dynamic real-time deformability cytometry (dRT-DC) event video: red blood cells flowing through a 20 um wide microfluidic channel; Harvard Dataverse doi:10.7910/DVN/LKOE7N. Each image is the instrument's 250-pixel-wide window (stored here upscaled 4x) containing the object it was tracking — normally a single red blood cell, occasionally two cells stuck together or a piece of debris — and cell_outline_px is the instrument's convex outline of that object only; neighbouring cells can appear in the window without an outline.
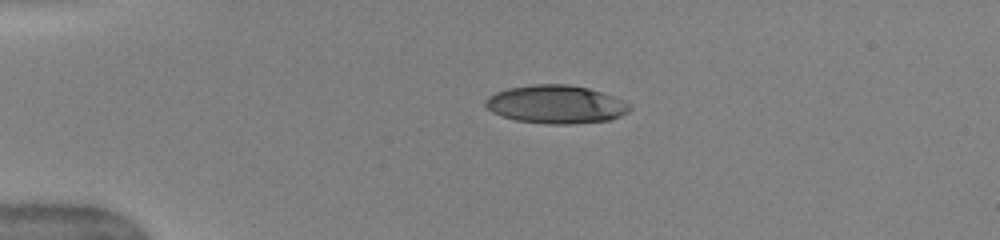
{"species": "human", "species_latin": "Homo sapiens", "temperature_condition": "warm", "stored_images_in_passage": 39, "camera_frame_rate_fps": 3000, "um_per_image_px": 0.085, "donor": {"sex": "female"}, "frame": {"image": 1, "passage_image": 1, "time_ms": 0.0, "image_size_px": [1000, 240], "cell_outline_px": [[632, 108], [628, 112], [612, 120], [572, 124], [548, 124], [516, 120], [492, 112], [484, 104], [484, 100], [488, 96], [496, 92], [508, 88], [532, 84], [568, 84], [588, 88], [612, 96], [632, 104]], "centroid_in_image_um": [47.27, 8.87], "position_along_channel_um": 37.7, "area_um2": 32.25}}
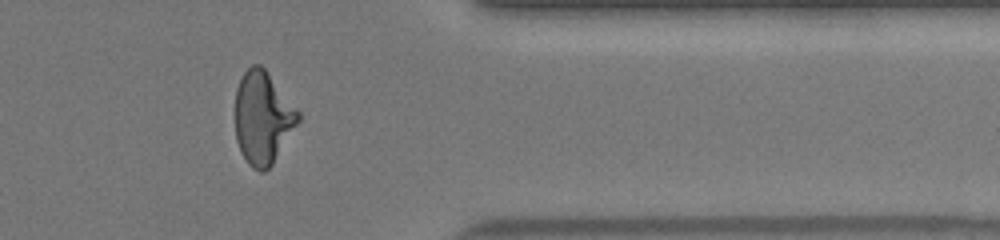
{"frame": {"image": 2, "passage_image": 31, "time_ms": 10.0, "image_size_px": [1000, 240], "cell_outline_px": [[300, 120], [272, 164], [264, 172], [260, 172], [252, 168], [248, 164], [236, 140], [236, 88], [244, 72], [252, 64], [260, 64], [264, 68], [300, 112]], "centroid_in_image_um": [22.34, 10.01], "position_along_channel_um": 389.1, "area_um2": 33.64}}
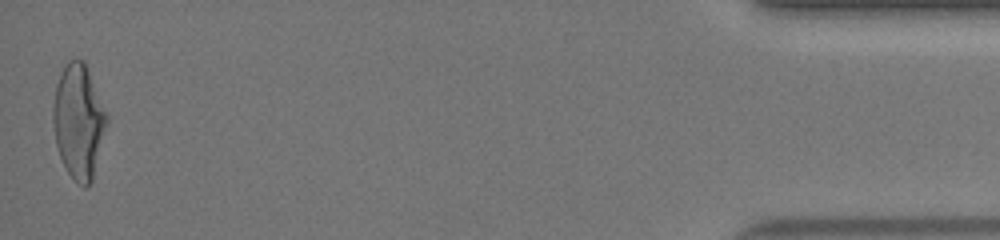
{"frame": {"image": 3, "passage_image": 39, "time_ms": 12.667, "image_size_px": [1000, 240], "cell_outline_px": [[108, 120], [92, 180], [84, 188], [68, 172], [60, 156], [56, 144], [52, 120], [52, 108], [56, 84], [68, 60], [84, 60], [108, 116]], "centroid_in_image_um": [6.67, 10.29], "position_along_channel_um": 428.5, "area_um2": 35.2}, "authors_computed_cell_mechanics": {"area_um2": 33.6396, "velocity_mm_per_s": 4.0708, "shape_relaxation_time_tau1_ms": 4.801, "shape_relaxation_time_tau2_ms": 1.0145, "deformation_change_tau1": 0.2209, "deformation_change_tau2": 0.0854}}